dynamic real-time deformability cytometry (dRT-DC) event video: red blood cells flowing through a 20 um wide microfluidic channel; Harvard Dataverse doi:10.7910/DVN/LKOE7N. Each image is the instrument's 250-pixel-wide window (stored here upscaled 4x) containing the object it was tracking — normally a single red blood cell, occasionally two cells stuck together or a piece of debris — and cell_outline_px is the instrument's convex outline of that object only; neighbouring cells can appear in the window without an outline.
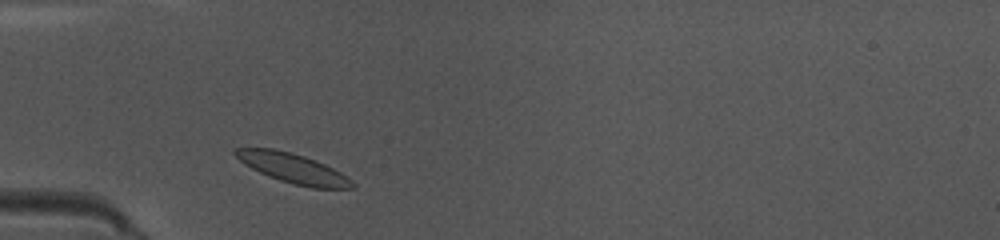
{"species": "common noctule bat (a hibernating species)", "species_latin": "Nyctalus noctula", "temperature_condition": "warm", "stored_images_in_passage": 35, "camera_frame_rate_fps": 3000, "um_per_image_px": 0.085, "animal": {"sex": "female", "body_mass_g": 10.0, "forearm_length_mm": 53.1}, "frame": {"image": 1, "passage_image": 2, "time_ms": 0.333, "image_size_px": [1000, 240], "cell_outline_px": [[356, 188], [312, 188], [280, 180], [268, 176], [244, 164], [232, 152], [232, 148], [272, 148], [292, 152], [316, 160], [340, 172], [352, 180], [356, 184]], "centroid_in_image_um": [24.91, 14.29], "position_along_channel_um": 60.1, "area_um2": 20.11}}
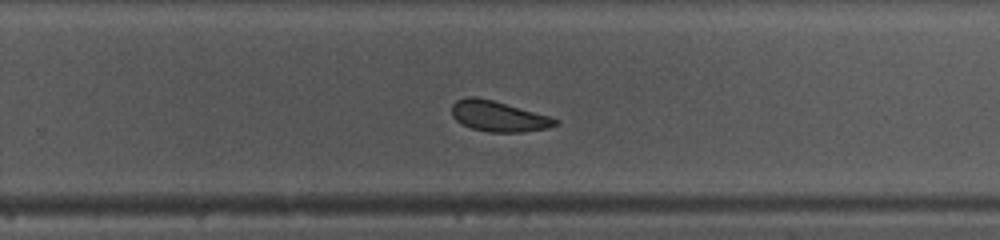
{"frame": {"image": 2, "passage_image": 19, "time_ms": 6.0, "image_size_px": [1000, 240], "cell_outline_px": [[560, 124], [548, 128], [520, 132], [488, 132], [472, 128], [456, 120], [452, 116], [452, 104], [456, 100], [468, 96], [476, 96], [492, 100], [552, 116], [560, 120]], "centroid_in_image_um": [42.41, 9.88], "position_along_channel_um": 287.4, "area_um2": 18.55}}
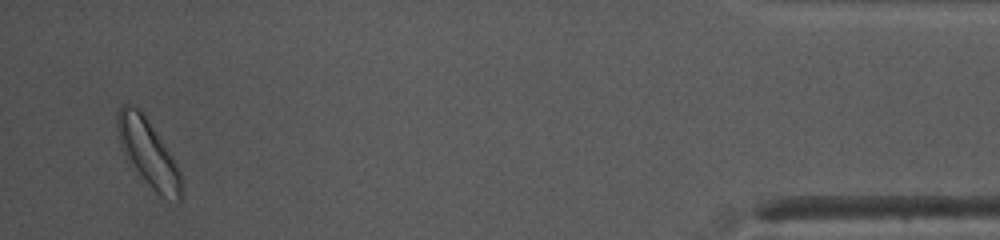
{"frame": {"image": 3, "passage_image": 34, "time_ms": 11.0, "image_size_px": [1000, 240], "cell_outline_px": [[180, 200], [176, 200], [160, 196], [144, 180], [124, 152], [120, 144], [116, 128], [116, 112], [124, 104], [132, 104], [140, 108], [172, 156], [180, 172]], "centroid_in_image_um": [12.55, 12.91], "position_along_channel_um": 422.6, "area_um2": 24.22}, "authors_computed_cell_mechanics": {"area_um2": 19.3052, "velocity_mm_per_s": 4.0906, "shape_relaxation_time_tau1_ms": 2.343, "shape_relaxation_time_tau2_ms": null, "deformation_change_tau1": 0.1005, "deformation_change_tau2": null}}